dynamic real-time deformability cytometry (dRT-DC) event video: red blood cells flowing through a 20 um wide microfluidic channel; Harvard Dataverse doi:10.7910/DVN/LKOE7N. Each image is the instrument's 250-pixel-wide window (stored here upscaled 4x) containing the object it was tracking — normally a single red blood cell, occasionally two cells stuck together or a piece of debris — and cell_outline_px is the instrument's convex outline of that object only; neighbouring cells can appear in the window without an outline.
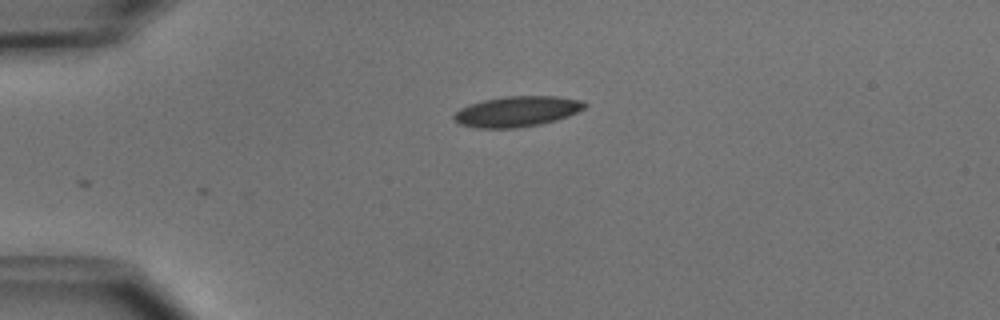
{"species": "common noctule bat (a hibernating species)", "species_latin": "Nyctalus noctula", "temperature_condition": "cold", "stored_images_in_passage": 3, "segment_of_instrument_passage": [1, 2], "camera_frame_rate_fps": 3000, "um_per_image_px": 0.085, "animal": {"sex": "male", "body_mass_g": 15.6}, "frame": {"image": 1, "passage_image": 1, "time_ms": 0.0, "image_size_px": [1000, 320], "cell_outline_px": [[588, 104], [584, 108], [568, 116], [556, 120], [540, 124], [516, 128], [476, 128], [460, 124], [452, 120], [452, 116], [460, 108], [468, 104], [484, 100], [504, 96], [556, 96], [580, 100]], "centroid_in_image_um": [43.9, 9.47], "position_along_channel_um": 41.1, "area_um2": 23.29}}